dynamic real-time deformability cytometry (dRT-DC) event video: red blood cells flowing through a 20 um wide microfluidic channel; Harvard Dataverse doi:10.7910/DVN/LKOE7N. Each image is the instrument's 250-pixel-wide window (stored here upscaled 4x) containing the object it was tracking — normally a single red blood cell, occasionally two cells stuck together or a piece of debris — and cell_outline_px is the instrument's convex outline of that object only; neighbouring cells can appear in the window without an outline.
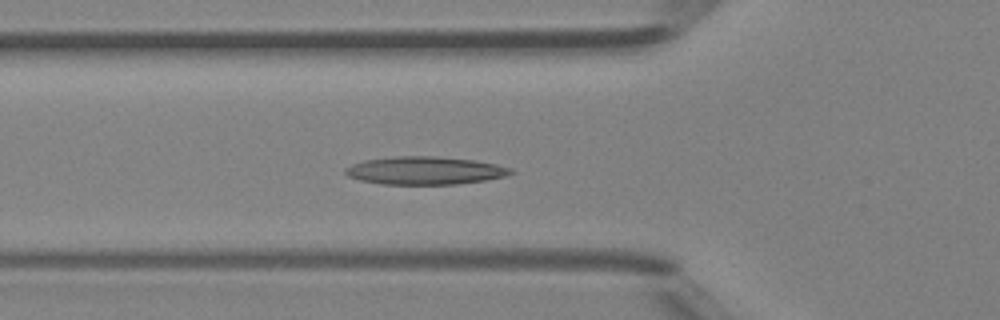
{"species": "Egyptian fruit bat (a non-hibernating species)", "species_latin": "Rousettus aegyptiacus", "temperature_condition": "room temperature", "stored_images_in_passage": 33, "camera_frame_rate_fps": 3000, "um_per_image_px": 0.085, "animal": {"sex": "female"}, "frame": {"image": 1, "passage_image": 2, "time_ms": 0.333, "image_size_px": [1000, 320], "cell_outline_px": [[516, 172], [508, 176], [484, 180], [456, 184], [380, 184], [360, 180], [348, 176], [344, 172], [344, 168], [352, 164], [364, 160], [396, 156], [432, 156], [472, 160], [496, 164], [512, 168]], "centroid_in_image_um": [36.12, 14.5], "position_along_channel_um": 89.7, "area_um2": 26.93}}
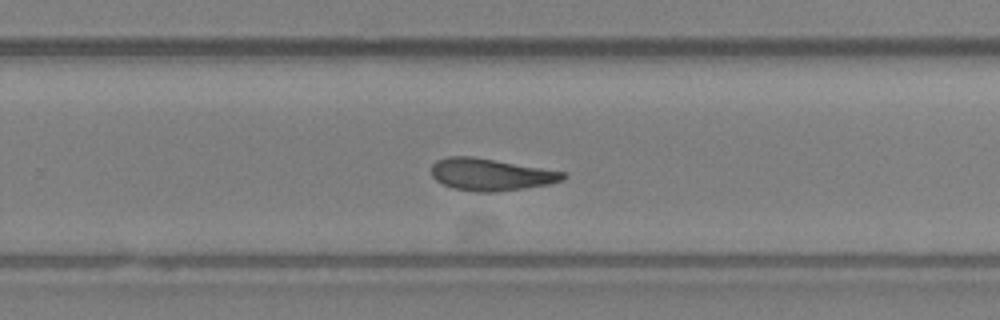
{"frame": {"image": 2, "passage_image": 16, "time_ms": 5.0, "image_size_px": [1000, 320], "cell_outline_px": [[568, 176], [560, 180], [548, 184], [524, 188], [496, 192], [476, 192], [452, 188], [436, 180], [432, 176], [432, 164], [436, 160], [448, 156], [472, 156], [564, 172]], "centroid_in_image_um": [41.66, 14.83], "position_along_channel_um": 288.1, "area_um2": 24.39}}
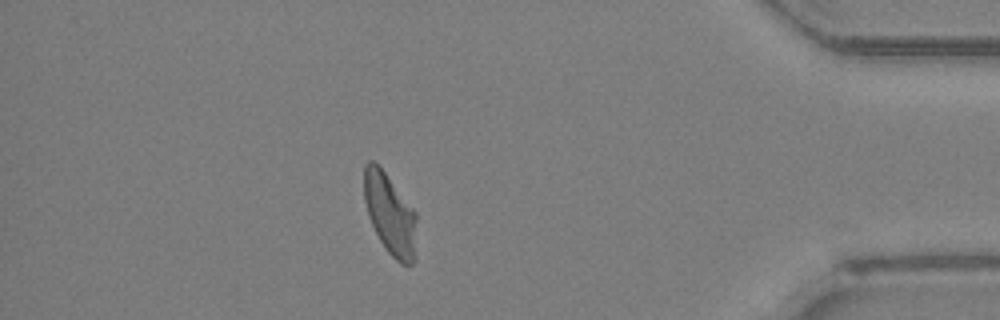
{"frame": {"image": 3, "passage_image": 27, "time_ms": 8.667, "image_size_px": [1000, 320], "cell_outline_px": [[416, 220], [412, 264], [400, 264], [388, 252], [380, 240], [368, 216], [364, 200], [364, 164], [368, 160], [372, 160], [384, 172], [416, 212]], "centroid_in_image_um": [33.11, 18.17], "position_along_channel_um": 402.1, "area_um2": 24.16}}